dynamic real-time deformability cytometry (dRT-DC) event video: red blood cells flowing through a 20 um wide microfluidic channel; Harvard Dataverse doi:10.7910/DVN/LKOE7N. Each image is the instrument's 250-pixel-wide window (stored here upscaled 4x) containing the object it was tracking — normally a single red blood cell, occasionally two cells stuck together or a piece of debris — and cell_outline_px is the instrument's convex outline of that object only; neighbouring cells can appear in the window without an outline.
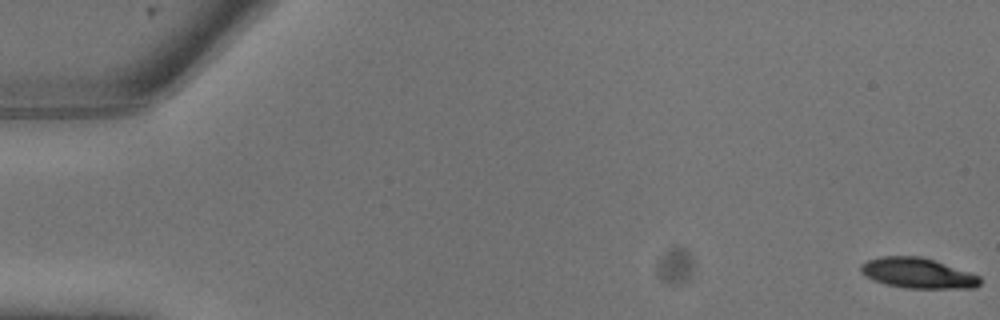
{"species": "common noctule bat (a hibernating species)", "species_latin": "Nyctalus noctula", "temperature_condition": "warm", "stored_images_in_passage": 11, "camera_frame_rate_fps": 3000, "um_per_image_px": 0.085, "animal": {"sex": "male", "body_mass_g": 13.3}, "frame": {"image": 1, "passage_image": 1, "time_ms": 0.0, "image_size_px": [1000, 320], "cell_outline_px": [[980, 284], [976, 288], [904, 288], [884, 284], [872, 280], [864, 276], [860, 272], [860, 264], [868, 260], [880, 256], [920, 256], [980, 276]], "centroid_in_image_um": [77.94, 23.22], "position_along_channel_um": 7.1, "area_um2": 21.04}}
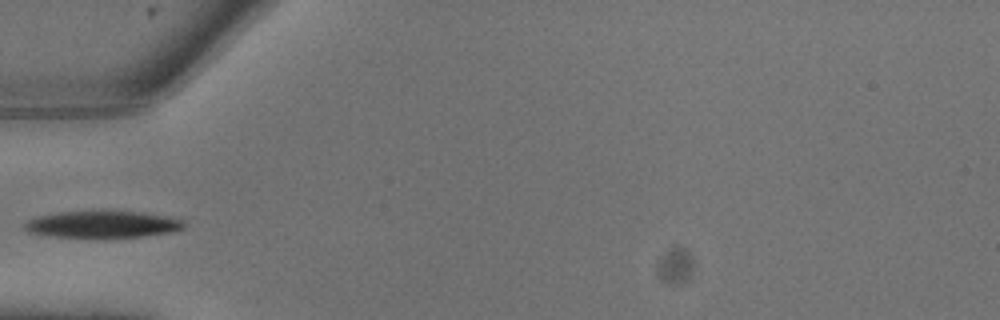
{"frame": {"image": 2, "passage_image": 9, "time_ms": 2.667, "image_size_px": [1000, 320], "cell_outline_px": [[184, 228], [172, 232], [144, 236], [52, 236], [28, 232], [20, 228], [28, 220], [40, 216], [60, 212], [140, 212], [168, 216], [184, 220]], "centroid_in_image_um": [8.73, 19.06], "position_along_channel_um": 76.3, "area_um2": 24.22}}
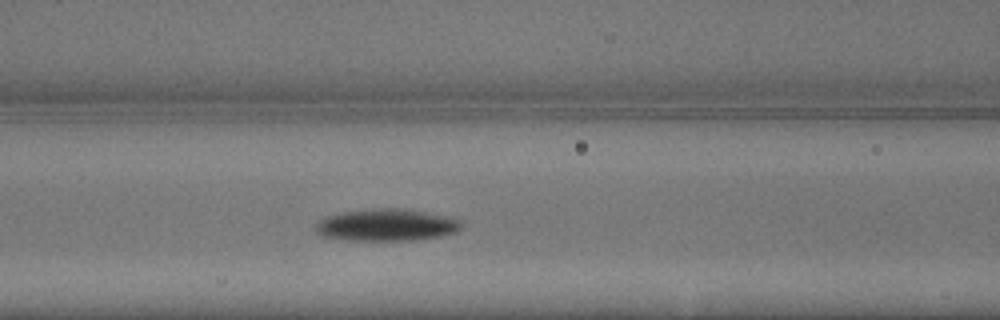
{"frame": {"image": 3, "passage_image": 11, "time_ms": 3.333, "image_size_px": [1000, 320], "cell_outline_px": [[464, 224], [456, 232], [440, 236], [412, 240], [344, 240], [320, 236], [316, 232], [316, 224], [320, 220], [328, 216], [340, 212], [380, 208], [396, 208], [452, 216], [460, 220]], "centroid_in_image_um": [32.86, 19.13], "position_along_channel_um": 133.7, "area_um2": 27.22}}